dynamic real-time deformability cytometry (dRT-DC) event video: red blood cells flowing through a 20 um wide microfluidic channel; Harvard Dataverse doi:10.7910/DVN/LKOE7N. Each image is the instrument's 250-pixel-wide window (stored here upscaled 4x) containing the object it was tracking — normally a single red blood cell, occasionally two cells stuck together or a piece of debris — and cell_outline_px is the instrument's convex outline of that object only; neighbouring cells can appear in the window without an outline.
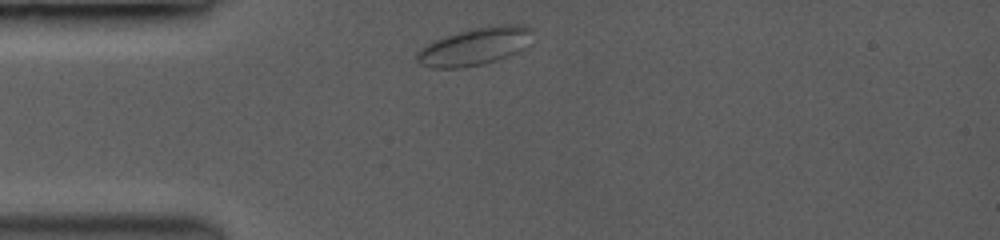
{"species": "common noctule bat (a hibernating species)", "species_latin": "Nyctalus noctula", "temperature_condition": "room temperature", "stored_images_in_passage": 28, "camera_frame_rate_fps": 3500, "um_per_image_px": 0.085, "animal": {"sex": "female", "body_mass_g": 19.0, "forearm_length_mm": 53.3}, "frame": {"image": 1, "passage_image": 1, "time_ms": 0.0, "image_size_px": [1000, 240], "cell_outline_px": [[532, 28], [520, 48], [516, 52], [508, 56], [496, 60], [480, 64], [456, 68], [432, 68], [420, 64], [416, 60], [416, 52], [420, 48], [432, 40], [456, 32], [488, 24], [524, 24]], "centroid_in_image_um": [40.24, 3.92], "position_along_channel_um": 44.8, "area_um2": 25.09}}
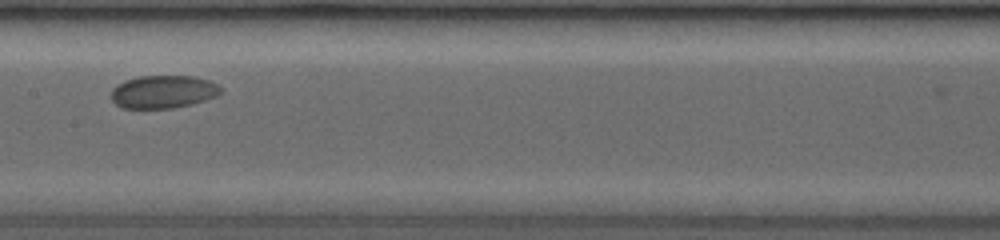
{"frame": {"image": 2, "passage_image": 13, "time_ms": 4.571, "image_size_px": [1000, 240], "cell_outline_px": [[220, 92], [216, 96], [188, 104], [172, 108], [124, 108], [116, 104], [112, 100], [112, 88], [116, 84], [124, 80], [140, 76], [192, 76], [208, 80], [216, 84], [220, 88]], "centroid_in_image_um": [13.81, 7.79], "position_along_channel_um": 193.6, "area_um2": 20.69}}
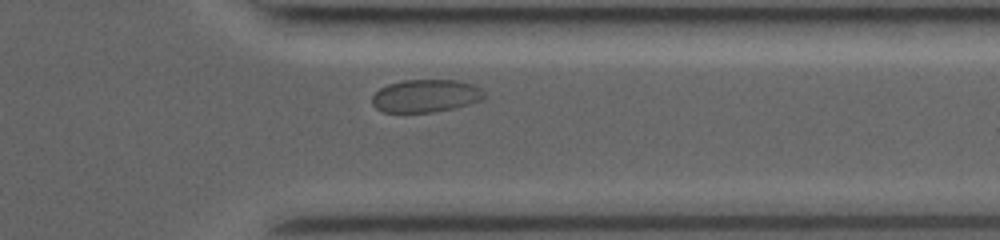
{"frame": {"image": 3, "passage_image": 27, "time_ms": 9.429, "image_size_px": [1000, 240], "cell_outline_px": [[484, 96], [480, 100], [456, 108], [432, 112], [384, 112], [376, 108], [372, 104], [372, 96], [380, 88], [388, 84], [404, 80], [456, 80], [472, 84], [480, 88], [484, 92]], "centroid_in_image_um": [36.17, 8.15], "position_along_channel_um": 375.2, "area_um2": 21.33}}